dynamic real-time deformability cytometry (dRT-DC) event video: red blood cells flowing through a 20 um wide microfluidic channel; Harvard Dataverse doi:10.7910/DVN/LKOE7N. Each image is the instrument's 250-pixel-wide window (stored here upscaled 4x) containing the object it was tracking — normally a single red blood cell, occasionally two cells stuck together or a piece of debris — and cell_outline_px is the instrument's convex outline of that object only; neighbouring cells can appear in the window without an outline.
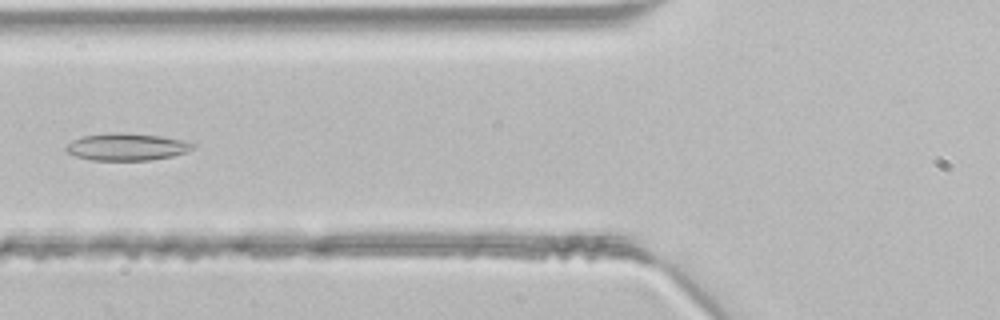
{"species": "common noctule bat (a hibernating species)", "species_latin": "Nyctalus noctula", "temperature_condition": "room temperature", "stored_images_in_passage": 38, "camera_frame_rate_fps": 3000, "um_per_image_px": 0.085, "animal": {"sex": "male", "body_mass_g": 21.5, "forearm_length_mm": 52.0}, "frame": {"image": 1, "passage_image": 10, "time_ms": 3.0, "image_size_px": [1000, 320], "cell_outline_px": [[196, 144], [188, 152], [172, 156], [148, 160], [92, 160], [76, 156], [68, 152], [64, 148], [72, 140], [84, 136], [108, 132], [120, 132], [160, 136], [180, 140]], "centroid_in_image_um": [10.75, 12.48], "position_along_channel_um": 115.0, "area_um2": 19.94}}
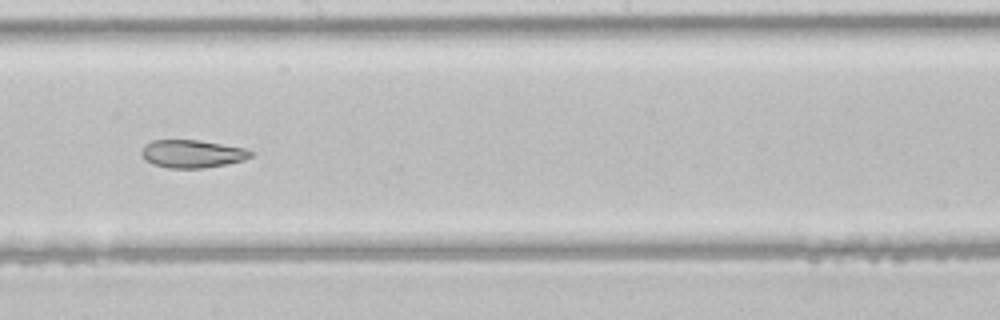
{"frame": {"image": 2, "passage_image": 18, "time_ms": 5.667, "image_size_px": [1000, 320], "cell_outline_px": [[252, 156], [244, 160], [228, 164], [204, 168], [168, 168], [152, 164], [144, 160], [140, 152], [144, 144], [152, 140], [200, 140], [244, 148], [252, 152]], "centroid_in_image_um": [16.3, 13.07], "position_along_channel_um": 231.9, "area_um2": 17.92}}
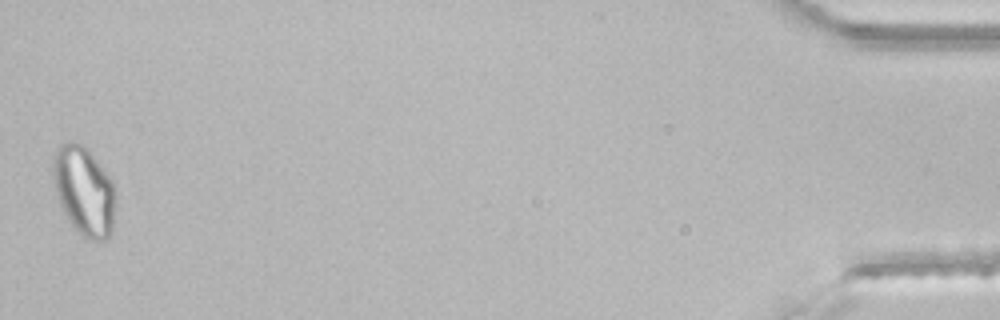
{"frame": {"image": 3, "passage_image": 38, "time_ms": 12.333, "image_size_px": [1000, 320], "cell_outline_px": [[116, 204], [112, 232], [104, 240], [96, 244], [84, 240], [72, 224], [64, 212], [60, 204], [56, 192], [52, 176], [52, 160], [56, 148], [60, 144], [72, 140], [84, 144], [88, 148], [104, 168], [112, 180], [116, 188]], "centroid_in_image_um": [7.17, 16.23], "position_along_channel_um": 428.0, "area_um2": 33.52}}